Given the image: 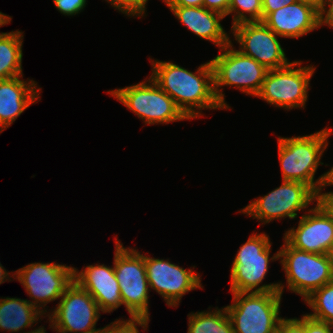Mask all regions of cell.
<instances>
[{"label":"cell","instance_id":"obj_22","mask_svg":"<svg viewBox=\"0 0 333 333\" xmlns=\"http://www.w3.org/2000/svg\"><path fill=\"white\" fill-rule=\"evenodd\" d=\"M188 316L187 333H234L233 326L225 307L201 311Z\"/></svg>","mask_w":333,"mask_h":333},{"label":"cell","instance_id":"obj_19","mask_svg":"<svg viewBox=\"0 0 333 333\" xmlns=\"http://www.w3.org/2000/svg\"><path fill=\"white\" fill-rule=\"evenodd\" d=\"M173 15L201 39L215 44L221 49L231 42L229 35L223 29L221 21L225 18L220 13L205 7L167 6Z\"/></svg>","mask_w":333,"mask_h":333},{"label":"cell","instance_id":"obj_9","mask_svg":"<svg viewBox=\"0 0 333 333\" xmlns=\"http://www.w3.org/2000/svg\"><path fill=\"white\" fill-rule=\"evenodd\" d=\"M302 63L293 61L282 68L268 70L256 97L287 111L293 108L304 109L310 89L309 82L316 69L312 65L298 68Z\"/></svg>","mask_w":333,"mask_h":333},{"label":"cell","instance_id":"obj_38","mask_svg":"<svg viewBox=\"0 0 333 333\" xmlns=\"http://www.w3.org/2000/svg\"><path fill=\"white\" fill-rule=\"evenodd\" d=\"M326 186H333V166L329 170V179L322 185V188L320 189L319 192L323 191V187L325 188Z\"/></svg>","mask_w":333,"mask_h":333},{"label":"cell","instance_id":"obj_28","mask_svg":"<svg viewBox=\"0 0 333 333\" xmlns=\"http://www.w3.org/2000/svg\"><path fill=\"white\" fill-rule=\"evenodd\" d=\"M277 330L280 333H305V314L302 318H282Z\"/></svg>","mask_w":333,"mask_h":333},{"label":"cell","instance_id":"obj_30","mask_svg":"<svg viewBox=\"0 0 333 333\" xmlns=\"http://www.w3.org/2000/svg\"><path fill=\"white\" fill-rule=\"evenodd\" d=\"M297 0H262V21L272 12Z\"/></svg>","mask_w":333,"mask_h":333},{"label":"cell","instance_id":"obj_23","mask_svg":"<svg viewBox=\"0 0 333 333\" xmlns=\"http://www.w3.org/2000/svg\"><path fill=\"white\" fill-rule=\"evenodd\" d=\"M304 301L313 311L308 314L310 317L333 325V281L315 290Z\"/></svg>","mask_w":333,"mask_h":333},{"label":"cell","instance_id":"obj_25","mask_svg":"<svg viewBox=\"0 0 333 333\" xmlns=\"http://www.w3.org/2000/svg\"><path fill=\"white\" fill-rule=\"evenodd\" d=\"M149 318H128L127 320L116 319V321L101 328L98 333H139L138 327L143 331L148 328Z\"/></svg>","mask_w":333,"mask_h":333},{"label":"cell","instance_id":"obj_3","mask_svg":"<svg viewBox=\"0 0 333 333\" xmlns=\"http://www.w3.org/2000/svg\"><path fill=\"white\" fill-rule=\"evenodd\" d=\"M265 233H253L240 246L231 268V293L248 292H280L283 294L285 285L281 282L260 284L264 281L269 262L279 259V251L270 257L271 242Z\"/></svg>","mask_w":333,"mask_h":333},{"label":"cell","instance_id":"obj_32","mask_svg":"<svg viewBox=\"0 0 333 333\" xmlns=\"http://www.w3.org/2000/svg\"><path fill=\"white\" fill-rule=\"evenodd\" d=\"M317 202L322 206V208L333 217V191L317 194Z\"/></svg>","mask_w":333,"mask_h":333},{"label":"cell","instance_id":"obj_39","mask_svg":"<svg viewBox=\"0 0 333 333\" xmlns=\"http://www.w3.org/2000/svg\"><path fill=\"white\" fill-rule=\"evenodd\" d=\"M12 17L0 12V27L9 24Z\"/></svg>","mask_w":333,"mask_h":333},{"label":"cell","instance_id":"obj_26","mask_svg":"<svg viewBox=\"0 0 333 333\" xmlns=\"http://www.w3.org/2000/svg\"><path fill=\"white\" fill-rule=\"evenodd\" d=\"M119 12L131 17L146 16V3L148 0H105Z\"/></svg>","mask_w":333,"mask_h":333},{"label":"cell","instance_id":"obj_31","mask_svg":"<svg viewBox=\"0 0 333 333\" xmlns=\"http://www.w3.org/2000/svg\"><path fill=\"white\" fill-rule=\"evenodd\" d=\"M324 25L333 28V0H325L319 11V27Z\"/></svg>","mask_w":333,"mask_h":333},{"label":"cell","instance_id":"obj_5","mask_svg":"<svg viewBox=\"0 0 333 333\" xmlns=\"http://www.w3.org/2000/svg\"><path fill=\"white\" fill-rule=\"evenodd\" d=\"M114 272L119 283L122 304L130 318H149V282L146 276L144 254L124 247L115 239Z\"/></svg>","mask_w":333,"mask_h":333},{"label":"cell","instance_id":"obj_33","mask_svg":"<svg viewBox=\"0 0 333 333\" xmlns=\"http://www.w3.org/2000/svg\"><path fill=\"white\" fill-rule=\"evenodd\" d=\"M167 6L202 7L203 0H162Z\"/></svg>","mask_w":333,"mask_h":333},{"label":"cell","instance_id":"obj_27","mask_svg":"<svg viewBox=\"0 0 333 333\" xmlns=\"http://www.w3.org/2000/svg\"><path fill=\"white\" fill-rule=\"evenodd\" d=\"M53 3L61 14L73 16L83 11L87 0H53Z\"/></svg>","mask_w":333,"mask_h":333},{"label":"cell","instance_id":"obj_20","mask_svg":"<svg viewBox=\"0 0 333 333\" xmlns=\"http://www.w3.org/2000/svg\"><path fill=\"white\" fill-rule=\"evenodd\" d=\"M30 300L20 298L0 299V330L19 332L31 328L44 313L32 305Z\"/></svg>","mask_w":333,"mask_h":333},{"label":"cell","instance_id":"obj_14","mask_svg":"<svg viewBox=\"0 0 333 333\" xmlns=\"http://www.w3.org/2000/svg\"><path fill=\"white\" fill-rule=\"evenodd\" d=\"M239 51L255 59L268 70L290 63L276 35L263 21L244 22L231 27Z\"/></svg>","mask_w":333,"mask_h":333},{"label":"cell","instance_id":"obj_13","mask_svg":"<svg viewBox=\"0 0 333 333\" xmlns=\"http://www.w3.org/2000/svg\"><path fill=\"white\" fill-rule=\"evenodd\" d=\"M146 276L150 290H155L168 307H178L186 293L197 288L203 289L201 277L193 269H184L169 259L144 255Z\"/></svg>","mask_w":333,"mask_h":333},{"label":"cell","instance_id":"obj_10","mask_svg":"<svg viewBox=\"0 0 333 333\" xmlns=\"http://www.w3.org/2000/svg\"><path fill=\"white\" fill-rule=\"evenodd\" d=\"M317 202V194L306 184L296 181H282V185L264 196L254 199L241 209L240 213L267 224L273 220L295 219L298 211L307 209Z\"/></svg>","mask_w":333,"mask_h":333},{"label":"cell","instance_id":"obj_6","mask_svg":"<svg viewBox=\"0 0 333 333\" xmlns=\"http://www.w3.org/2000/svg\"><path fill=\"white\" fill-rule=\"evenodd\" d=\"M225 307L234 333H272L277 329L282 294L280 292L232 293Z\"/></svg>","mask_w":333,"mask_h":333},{"label":"cell","instance_id":"obj_8","mask_svg":"<svg viewBox=\"0 0 333 333\" xmlns=\"http://www.w3.org/2000/svg\"><path fill=\"white\" fill-rule=\"evenodd\" d=\"M107 92L141 118L145 125L189 120L151 77L138 84Z\"/></svg>","mask_w":333,"mask_h":333},{"label":"cell","instance_id":"obj_36","mask_svg":"<svg viewBox=\"0 0 333 333\" xmlns=\"http://www.w3.org/2000/svg\"><path fill=\"white\" fill-rule=\"evenodd\" d=\"M300 2L309 4L311 6H313L315 9H317L318 11H320L324 5L325 0H298Z\"/></svg>","mask_w":333,"mask_h":333},{"label":"cell","instance_id":"obj_11","mask_svg":"<svg viewBox=\"0 0 333 333\" xmlns=\"http://www.w3.org/2000/svg\"><path fill=\"white\" fill-rule=\"evenodd\" d=\"M100 308L88 291L74 280L66 288L56 308L48 315L50 328L59 333H98Z\"/></svg>","mask_w":333,"mask_h":333},{"label":"cell","instance_id":"obj_1","mask_svg":"<svg viewBox=\"0 0 333 333\" xmlns=\"http://www.w3.org/2000/svg\"><path fill=\"white\" fill-rule=\"evenodd\" d=\"M150 60V77L175 101L188 119L200 117L204 109H223L214 94L213 67L210 60L201 64L195 72L169 61Z\"/></svg>","mask_w":333,"mask_h":333},{"label":"cell","instance_id":"obj_2","mask_svg":"<svg viewBox=\"0 0 333 333\" xmlns=\"http://www.w3.org/2000/svg\"><path fill=\"white\" fill-rule=\"evenodd\" d=\"M332 128H323L316 133L305 136L278 137V154L283 181H296L308 185L316 194L329 179V171L318 179L315 173L325 149ZM315 179V180H314Z\"/></svg>","mask_w":333,"mask_h":333},{"label":"cell","instance_id":"obj_42","mask_svg":"<svg viewBox=\"0 0 333 333\" xmlns=\"http://www.w3.org/2000/svg\"><path fill=\"white\" fill-rule=\"evenodd\" d=\"M272 333H280L277 329L274 331V332H272Z\"/></svg>","mask_w":333,"mask_h":333},{"label":"cell","instance_id":"obj_40","mask_svg":"<svg viewBox=\"0 0 333 333\" xmlns=\"http://www.w3.org/2000/svg\"><path fill=\"white\" fill-rule=\"evenodd\" d=\"M46 328L44 326H39L38 328H35L34 330L23 332V333H46Z\"/></svg>","mask_w":333,"mask_h":333},{"label":"cell","instance_id":"obj_37","mask_svg":"<svg viewBox=\"0 0 333 333\" xmlns=\"http://www.w3.org/2000/svg\"><path fill=\"white\" fill-rule=\"evenodd\" d=\"M10 272H7L6 269L2 266V264L0 263V284L4 283L5 281H11V277L10 276Z\"/></svg>","mask_w":333,"mask_h":333},{"label":"cell","instance_id":"obj_24","mask_svg":"<svg viewBox=\"0 0 333 333\" xmlns=\"http://www.w3.org/2000/svg\"><path fill=\"white\" fill-rule=\"evenodd\" d=\"M230 14L233 15L232 27L244 22H260L262 21V0H231L228 9V15Z\"/></svg>","mask_w":333,"mask_h":333},{"label":"cell","instance_id":"obj_16","mask_svg":"<svg viewBox=\"0 0 333 333\" xmlns=\"http://www.w3.org/2000/svg\"><path fill=\"white\" fill-rule=\"evenodd\" d=\"M83 268L80 272L74 268L73 280L89 292L102 313H111L123 305L114 267L94 263Z\"/></svg>","mask_w":333,"mask_h":333},{"label":"cell","instance_id":"obj_41","mask_svg":"<svg viewBox=\"0 0 333 333\" xmlns=\"http://www.w3.org/2000/svg\"><path fill=\"white\" fill-rule=\"evenodd\" d=\"M328 256H329V259L332 261L333 263V243H332V246L330 248V251L328 252Z\"/></svg>","mask_w":333,"mask_h":333},{"label":"cell","instance_id":"obj_29","mask_svg":"<svg viewBox=\"0 0 333 333\" xmlns=\"http://www.w3.org/2000/svg\"><path fill=\"white\" fill-rule=\"evenodd\" d=\"M333 325L305 314V333H333Z\"/></svg>","mask_w":333,"mask_h":333},{"label":"cell","instance_id":"obj_4","mask_svg":"<svg viewBox=\"0 0 333 333\" xmlns=\"http://www.w3.org/2000/svg\"><path fill=\"white\" fill-rule=\"evenodd\" d=\"M232 40L222 47L220 54L211 59L213 67L214 94L224 109L231 107L225 102L223 86H234L246 95L256 97L261 90L268 69L255 59L233 47Z\"/></svg>","mask_w":333,"mask_h":333},{"label":"cell","instance_id":"obj_21","mask_svg":"<svg viewBox=\"0 0 333 333\" xmlns=\"http://www.w3.org/2000/svg\"><path fill=\"white\" fill-rule=\"evenodd\" d=\"M23 32L0 33V80L23 75Z\"/></svg>","mask_w":333,"mask_h":333},{"label":"cell","instance_id":"obj_18","mask_svg":"<svg viewBox=\"0 0 333 333\" xmlns=\"http://www.w3.org/2000/svg\"><path fill=\"white\" fill-rule=\"evenodd\" d=\"M21 78L23 75L0 80V133L40 98L36 81Z\"/></svg>","mask_w":333,"mask_h":333},{"label":"cell","instance_id":"obj_7","mask_svg":"<svg viewBox=\"0 0 333 333\" xmlns=\"http://www.w3.org/2000/svg\"><path fill=\"white\" fill-rule=\"evenodd\" d=\"M289 291L303 297L333 281V263L328 254H315L290 246L286 241L279 249Z\"/></svg>","mask_w":333,"mask_h":333},{"label":"cell","instance_id":"obj_35","mask_svg":"<svg viewBox=\"0 0 333 333\" xmlns=\"http://www.w3.org/2000/svg\"><path fill=\"white\" fill-rule=\"evenodd\" d=\"M231 0H219V13L228 16L229 3Z\"/></svg>","mask_w":333,"mask_h":333},{"label":"cell","instance_id":"obj_15","mask_svg":"<svg viewBox=\"0 0 333 333\" xmlns=\"http://www.w3.org/2000/svg\"><path fill=\"white\" fill-rule=\"evenodd\" d=\"M301 216L297 228L285 232L283 240L290 246L315 254H328L333 243V217L316 202Z\"/></svg>","mask_w":333,"mask_h":333},{"label":"cell","instance_id":"obj_17","mask_svg":"<svg viewBox=\"0 0 333 333\" xmlns=\"http://www.w3.org/2000/svg\"><path fill=\"white\" fill-rule=\"evenodd\" d=\"M263 22L284 38H299L320 28L319 11L298 0L270 13Z\"/></svg>","mask_w":333,"mask_h":333},{"label":"cell","instance_id":"obj_34","mask_svg":"<svg viewBox=\"0 0 333 333\" xmlns=\"http://www.w3.org/2000/svg\"><path fill=\"white\" fill-rule=\"evenodd\" d=\"M203 7L219 13V0H203Z\"/></svg>","mask_w":333,"mask_h":333},{"label":"cell","instance_id":"obj_12","mask_svg":"<svg viewBox=\"0 0 333 333\" xmlns=\"http://www.w3.org/2000/svg\"><path fill=\"white\" fill-rule=\"evenodd\" d=\"M73 272L72 266L35 262L19 268L12 276L23 285L30 299H33L29 302L45 315L48 313L45 310L46 304L60 299L73 282Z\"/></svg>","mask_w":333,"mask_h":333}]
</instances>
